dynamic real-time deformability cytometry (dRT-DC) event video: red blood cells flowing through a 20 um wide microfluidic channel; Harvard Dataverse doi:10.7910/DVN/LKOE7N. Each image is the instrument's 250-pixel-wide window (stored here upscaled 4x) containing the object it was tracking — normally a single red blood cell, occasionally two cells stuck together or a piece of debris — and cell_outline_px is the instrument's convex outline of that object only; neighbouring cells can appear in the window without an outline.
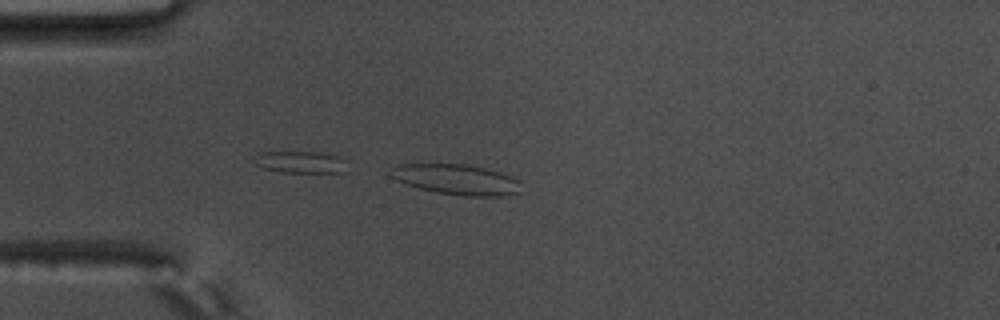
{"species": "common noctule bat (a hibernating species)", "species_latin": "Nyctalus noctula", "temperature_condition": "warm", "stored_images_in_passage": 16, "camera_frame_rate_fps": 3000, "um_per_image_px": 0.085, "animal": {"sex": "male", "body_mass_g": 17.5, "forearm_length_mm": 52.3}, "frame": {"image": 1, "passage_image": 16, "time_ms": 5.0, "image_size_px": [1000, 320], "cell_outline_px": [[520, 192], [504, 196], [464, 196], [436, 192], [420, 188], [396, 180], [392, 176], [392, 168], [400, 164], [464, 164], [484, 168], [500, 172], [520, 180]], "centroid_in_image_um": [38.85, 15.26], "position_along_channel_um": 46.1, "area_um2": 22.83}}